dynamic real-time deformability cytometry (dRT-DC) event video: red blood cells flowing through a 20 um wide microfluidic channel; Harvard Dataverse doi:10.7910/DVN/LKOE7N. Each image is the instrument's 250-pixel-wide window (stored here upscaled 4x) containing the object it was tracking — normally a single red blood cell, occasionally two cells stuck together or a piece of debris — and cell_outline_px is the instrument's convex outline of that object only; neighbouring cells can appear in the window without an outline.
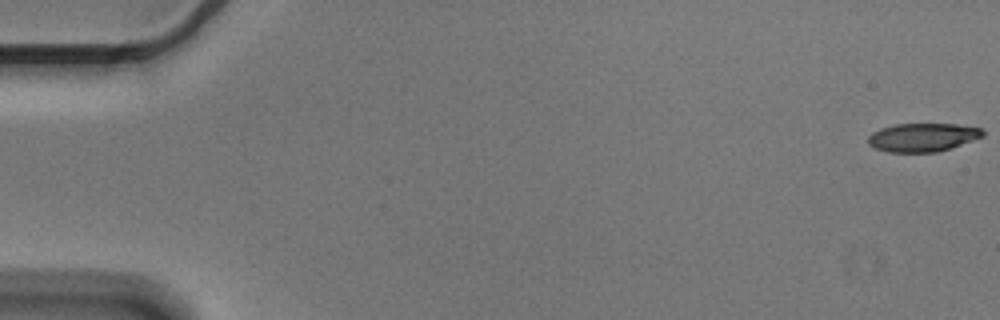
{"species": "Egyptian fruit bat (a non-hibernating species)", "species_latin": "Rousettus aegyptiacus", "temperature_condition": "cold", "stored_images_in_passage": 5, "camera_frame_rate_fps": 3000, "um_per_image_px": 0.085, "animal": {"sex": "male"}, "frame": {"image": 1, "passage_image": 1, "time_ms": 0.0, "image_size_px": [1000, 320], "cell_outline_px": [[984, 136], [952, 148], [936, 152], [888, 152], [876, 148], [868, 144], [868, 136], [872, 132], [880, 128], [896, 124], [956, 124], [984, 128]], "centroid_in_image_um": [78.45, 11.67], "position_along_channel_um": 6.6, "area_um2": 19.13}}
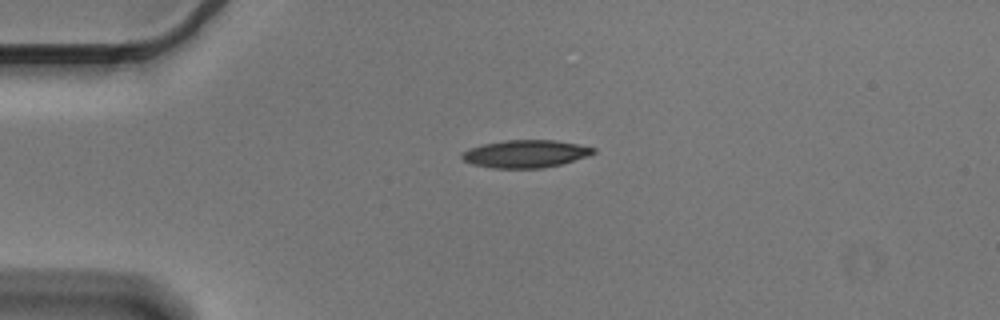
{"frame": {"image": 2, "passage_image": 4, "time_ms": 1.0, "image_size_px": [1000, 320], "cell_outline_px": [[596, 152], [588, 156], [560, 164], [544, 168], [492, 168], [472, 164], [464, 160], [460, 156], [460, 152], [468, 148], [484, 144], [504, 140], [556, 140], [596, 148]], "centroid_in_image_um": [44.64, 13.07], "position_along_channel_um": 40.4, "area_um2": 21.21}}